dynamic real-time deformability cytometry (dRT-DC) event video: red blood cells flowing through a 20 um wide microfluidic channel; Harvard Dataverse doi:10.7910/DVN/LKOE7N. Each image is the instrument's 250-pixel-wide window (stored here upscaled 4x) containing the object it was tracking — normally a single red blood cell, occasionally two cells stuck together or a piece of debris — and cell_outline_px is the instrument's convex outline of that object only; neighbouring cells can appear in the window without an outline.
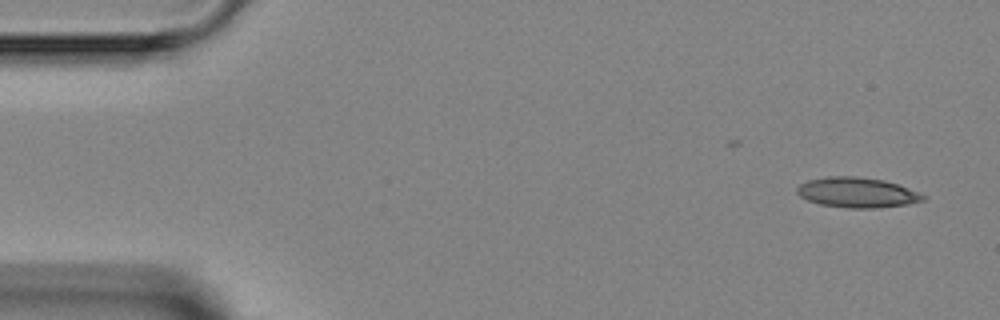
{"species": "Egyptian fruit bat (a non-hibernating species)", "species_latin": "Rousettus aegyptiacus", "temperature_condition": "room temperature", "stored_images_in_passage": 4, "camera_frame_rate_fps": 3000, "um_per_image_px": 0.085, "animal": {"sex": "female"}, "frame": {"image": 1, "passage_image": 1, "time_ms": 0.0, "image_size_px": [1000, 320], "cell_outline_px": [[928, 196], [924, 200], [908, 204], [880, 208], [848, 208], [820, 204], [808, 200], [800, 196], [796, 192], [796, 188], [800, 184], [808, 180], [828, 176], [856, 176], [884, 180], [920, 192]], "centroid_in_image_um": [72.87, 16.36], "position_along_channel_um": 12.1, "area_um2": 22.25}}
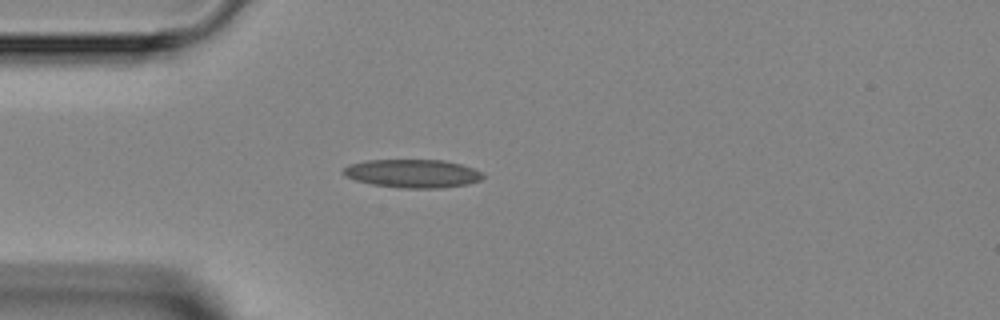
{"frame": {"image": 2, "passage_image": 4, "time_ms": 3.333, "image_size_px": [1000, 320], "cell_outline_px": [[484, 176], [480, 180], [468, 184], [440, 188], [400, 188], [372, 184], [356, 180], [344, 176], [340, 172], [348, 164], [368, 160], [444, 160], [460, 164], [472, 168], [480, 172]], "centroid_in_image_um": [35.03, 14.75], "position_along_channel_um": 50.0, "area_um2": 23.06}}